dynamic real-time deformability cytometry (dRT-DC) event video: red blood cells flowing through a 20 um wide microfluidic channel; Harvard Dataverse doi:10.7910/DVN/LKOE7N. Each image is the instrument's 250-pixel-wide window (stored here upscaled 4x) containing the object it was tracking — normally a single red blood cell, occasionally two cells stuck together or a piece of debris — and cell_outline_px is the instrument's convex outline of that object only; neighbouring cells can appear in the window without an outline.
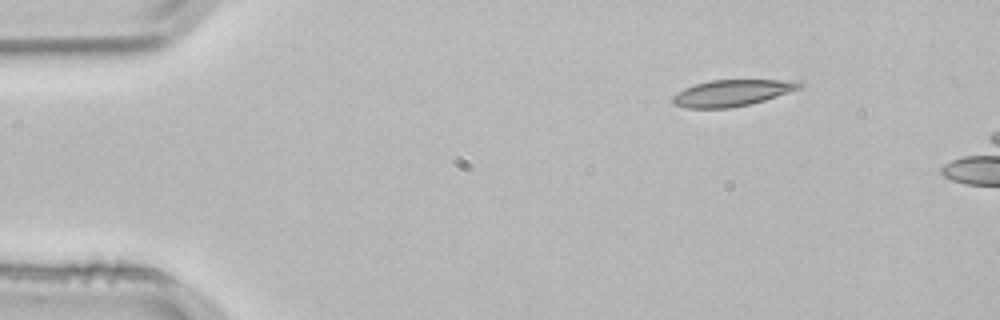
{"species": "common noctule bat (a hibernating species)", "species_latin": "Nyctalus noctula", "temperature_condition": "room temperature", "stored_images_in_passage": 3, "camera_frame_rate_fps": 3000, "um_per_image_px": 0.085, "animal": {"sex": "male", "body_mass_g": 21.5, "forearm_length_mm": 52.0}, "frame": {"image": 1, "passage_image": 1, "time_ms": 0.0, "image_size_px": [1000, 320], "cell_outline_px": [[804, 84], [800, 88], [752, 104], [732, 108], [688, 108], [672, 104], [672, 96], [684, 88], [708, 80], [800, 80]], "centroid_in_image_um": [62.22, 7.9], "position_along_channel_um": 22.8, "area_um2": 19.59}}